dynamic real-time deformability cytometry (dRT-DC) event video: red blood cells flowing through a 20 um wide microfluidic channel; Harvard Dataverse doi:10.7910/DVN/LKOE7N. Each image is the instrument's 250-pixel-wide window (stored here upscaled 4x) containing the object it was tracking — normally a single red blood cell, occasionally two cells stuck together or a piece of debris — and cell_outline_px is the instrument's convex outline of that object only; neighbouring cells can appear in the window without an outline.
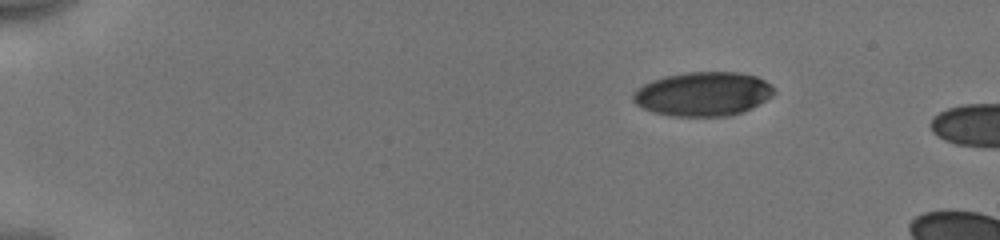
{"species": "human", "species_latin": "Homo sapiens", "temperature_condition": "cold", "stored_images_in_passage": 7, "camera_frame_rate_fps": 3000, "um_per_image_px": 0.085, "donor": {"sex": "male"}, "frame": {"image": 1, "passage_image": 1, "time_ms": 0.0, "image_size_px": [1000, 240], "cell_outline_px": [[776, 92], [772, 96], [744, 112], [732, 116], [672, 116], [652, 112], [636, 104], [632, 100], [632, 92], [636, 88], [652, 80], [664, 76], [688, 72], [736, 72], [756, 76], [764, 80]], "centroid_in_image_um": [59.73, 7.99], "position_along_channel_um": 25.3, "area_um2": 36.3}}